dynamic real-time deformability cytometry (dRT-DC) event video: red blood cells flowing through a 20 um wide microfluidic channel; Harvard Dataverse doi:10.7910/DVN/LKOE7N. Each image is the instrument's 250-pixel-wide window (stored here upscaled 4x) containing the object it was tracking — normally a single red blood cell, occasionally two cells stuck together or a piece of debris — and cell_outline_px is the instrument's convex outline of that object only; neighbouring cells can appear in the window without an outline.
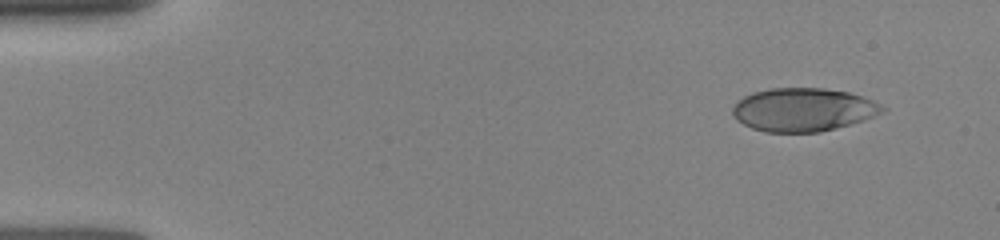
{"species": "human", "species_latin": "Homo sapiens", "temperature_condition": "room temperature", "stored_images_in_passage": 35, "camera_frame_rate_fps": 3000, "um_per_image_px": 0.085, "donor": {"sex": "female"}, "frame": {"image": 1, "passage_image": 1, "time_ms": 0.0, "image_size_px": [1000, 240], "cell_outline_px": [[888, 108], [872, 116], [836, 128], [820, 132], [764, 132], [752, 128], [736, 120], [732, 112], [732, 108], [744, 96], [752, 92], [772, 88], [824, 88], [848, 92], [872, 100]], "centroid_in_image_um": [68.23, 9.32], "position_along_channel_um": 16.8, "area_um2": 37.45}}
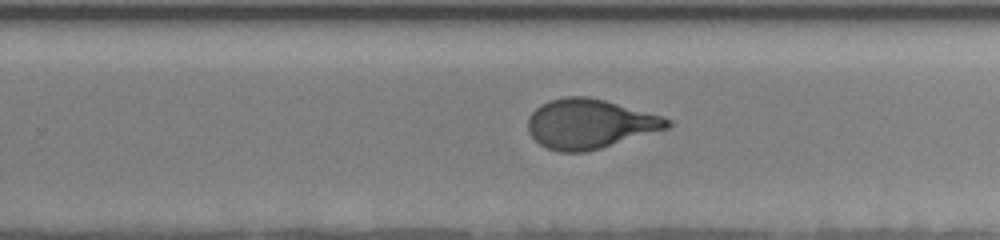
{"frame": {"image": 2, "passage_image": 18, "time_ms": 9.0, "image_size_px": [1000, 240], "cell_outline_px": [[672, 124], [668, 128], [600, 148], [584, 152], [560, 152], [548, 148], [540, 144], [528, 132], [528, 116], [540, 104], [564, 96], [588, 96], [604, 100], [664, 116], [672, 120]], "centroid_in_image_um": [50.12, 10.51], "position_along_channel_um": 279.7, "area_um2": 40.06}}
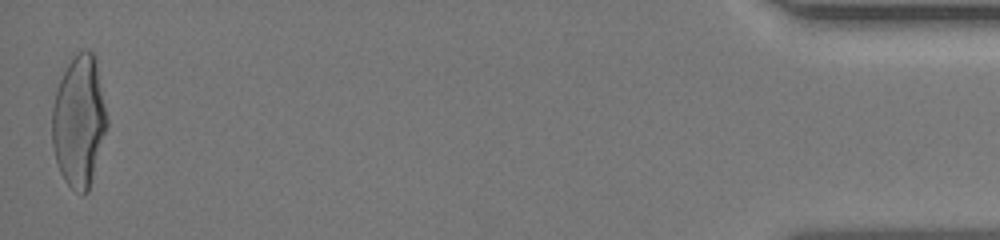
{"frame": {"image": 3, "passage_image": 35, "time_ms": 14.667, "image_size_px": [1000, 240], "cell_outline_px": [[108, 124], [88, 192], [80, 196], [64, 180], [56, 164], [52, 144], [52, 108], [56, 92], [60, 80], [68, 64], [80, 52], [92, 52], [96, 56], [108, 120]], "centroid_in_image_um": [6.72, 10.35], "position_along_channel_um": 428.5, "area_um2": 41.91}}